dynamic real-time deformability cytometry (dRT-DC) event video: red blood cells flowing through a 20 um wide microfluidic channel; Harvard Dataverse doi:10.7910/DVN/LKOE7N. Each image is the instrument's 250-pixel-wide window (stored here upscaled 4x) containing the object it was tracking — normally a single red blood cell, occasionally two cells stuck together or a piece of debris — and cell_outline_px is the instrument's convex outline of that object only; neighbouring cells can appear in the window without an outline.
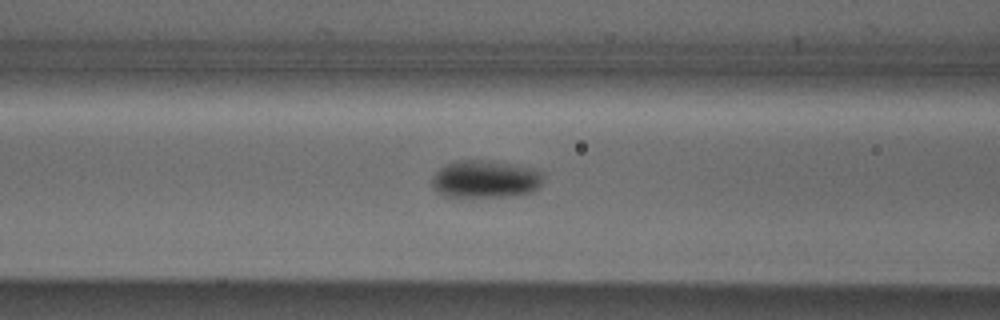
{"species": "Egyptian fruit bat (a non-hibernating species)", "species_latin": "Rousettus aegyptiacus", "temperature_condition": "cold", "stored_images_in_passage": 37, "camera_frame_rate_fps": 3000, "um_per_image_px": 0.085, "animal": {"sex": "male"}, "frame": {"image": 1, "passage_image": 5, "time_ms": 1.333, "image_size_px": [1000, 320], "cell_outline_px": [[544, 180], [532, 192], [508, 196], [464, 200], [444, 196], [432, 184], [432, 176], [440, 168], [456, 160], [492, 160], [516, 164], [532, 168], [544, 172]], "centroid_in_image_um": [41.26, 15.25], "position_along_channel_um": 125.3, "area_um2": 25.26}}
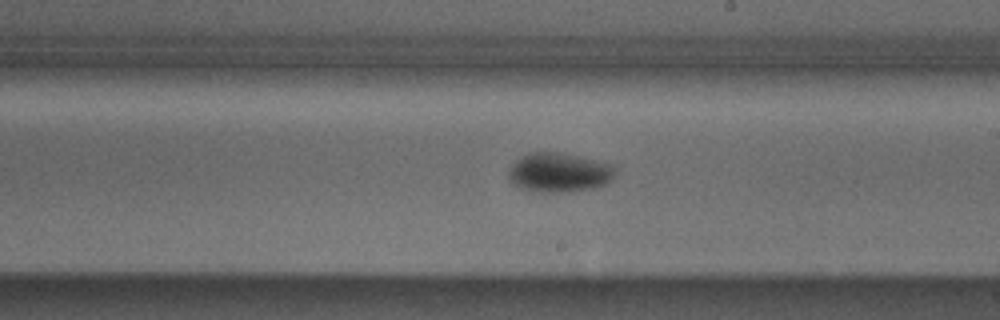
{"frame": {"image": 2, "passage_image": 14, "time_ms": 4.333, "image_size_px": [1000, 320], "cell_outline_px": [[616, 164], [612, 176], [604, 184], [596, 188], [572, 192], [540, 192], [520, 188], [512, 184], [508, 176], [508, 172], [512, 164], [516, 160], [528, 152], [560, 152], [580, 156]], "centroid_in_image_um": [47.51, 14.66], "position_along_channel_um": 241.5, "area_um2": 24.74}}
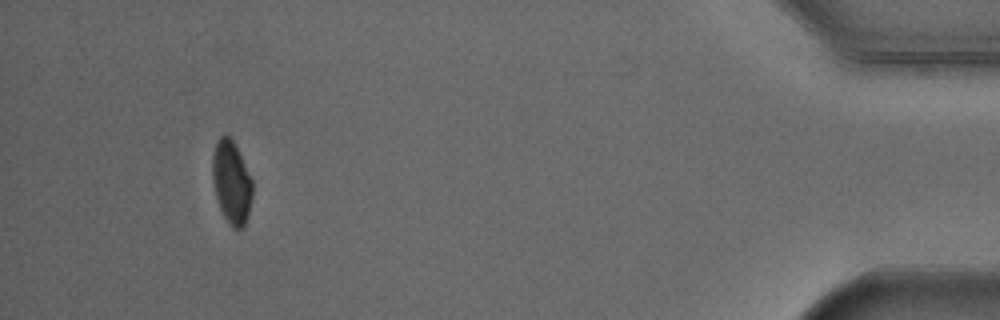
{"frame": {"image": 3, "passage_image": 33, "time_ms": 10.667, "image_size_px": [1000, 320], "cell_outline_px": [[252, 196], [248, 216], [244, 228], [232, 228], [228, 224], [220, 208], [216, 196], [212, 176], [212, 156], [216, 140], [220, 136], [228, 136], [232, 140], [252, 180]], "centroid_in_image_um": [19.67, 15.53], "position_along_channel_um": 415.5, "area_um2": 19.13}}